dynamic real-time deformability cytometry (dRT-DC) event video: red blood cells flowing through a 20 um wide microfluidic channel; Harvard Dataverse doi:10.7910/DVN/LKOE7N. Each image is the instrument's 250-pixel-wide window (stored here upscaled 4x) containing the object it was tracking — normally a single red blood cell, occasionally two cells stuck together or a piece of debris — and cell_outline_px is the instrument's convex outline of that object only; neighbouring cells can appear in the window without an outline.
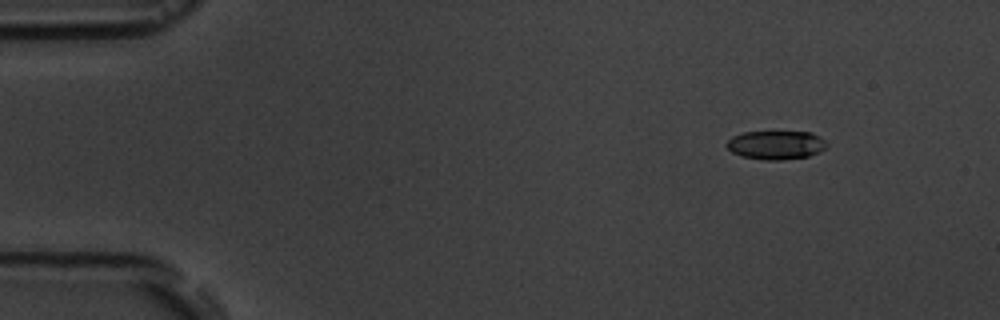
{"species": "common noctule bat (a hibernating species)", "species_latin": "Nyctalus noctula", "temperature_condition": "room temperature", "stored_images_in_passage": 5, "segment_of_instrument_passage": [1, 2], "camera_frame_rate_fps": 3000, "um_per_image_px": 0.085, "animal": {"sex": "male", "body_mass_g": 19.5, "forearm_length_mm": 54.6}, "frame": {"image": 1, "passage_image": 1, "time_ms": 0.0, "image_size_px": [1000, 320], "cell_outline_px": [[828, 148], [820, 152], [808, 156], [780, 160], [764, 160], [744, 156], [732, 152], [724, 144], [732, 136], [744, 132], [812, 132], [820, 136], [828, 144]], "centroid_in_image_um": [65.99, 12.32], "position_along_channel_um": 19.0, "area_um2": 16.82}}